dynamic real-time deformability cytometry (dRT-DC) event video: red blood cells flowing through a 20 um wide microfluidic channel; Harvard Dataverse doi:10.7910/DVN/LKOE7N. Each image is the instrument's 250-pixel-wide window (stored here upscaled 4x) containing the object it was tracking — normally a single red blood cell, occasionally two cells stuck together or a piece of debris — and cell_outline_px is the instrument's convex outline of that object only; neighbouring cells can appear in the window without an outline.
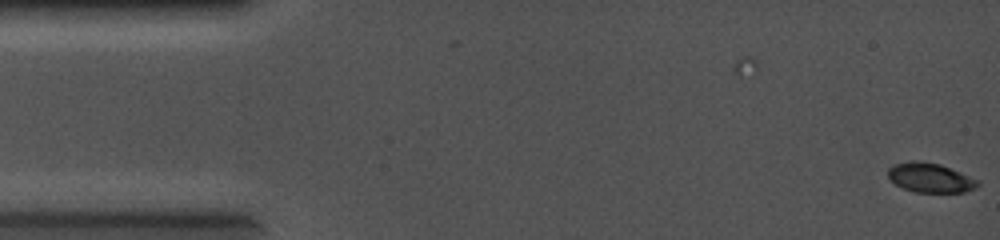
{"species": "common noctule bat (a hibernating species)", "species_latin": "Nyctalus noctula", "temperature_condition": "cold", "stored_images_in_passage": 6, "camera_frame_rate_fps": 5000, "um_per_image_px": 0.085, "animal": {"sex": "female", "body_mass_g": 19.0, "forearm_length_mm": 56.7}, "frame": {"image": 1, "passage_image": 6, "time_ms": 1.0, "image_size_px": [1000, 240], "cell_outline_px": [[980, 184], [976, 188], [964, 192], [916, 192], [904, 188], [888, 180], [888, 168], [896, 164], [912, 160], [920, 160], [940, 164], [980, 180]], "centroid_in_image_um": [79.08, 15.1], "position_along_channel_um": 5.9, "area_um2": 15.49}}